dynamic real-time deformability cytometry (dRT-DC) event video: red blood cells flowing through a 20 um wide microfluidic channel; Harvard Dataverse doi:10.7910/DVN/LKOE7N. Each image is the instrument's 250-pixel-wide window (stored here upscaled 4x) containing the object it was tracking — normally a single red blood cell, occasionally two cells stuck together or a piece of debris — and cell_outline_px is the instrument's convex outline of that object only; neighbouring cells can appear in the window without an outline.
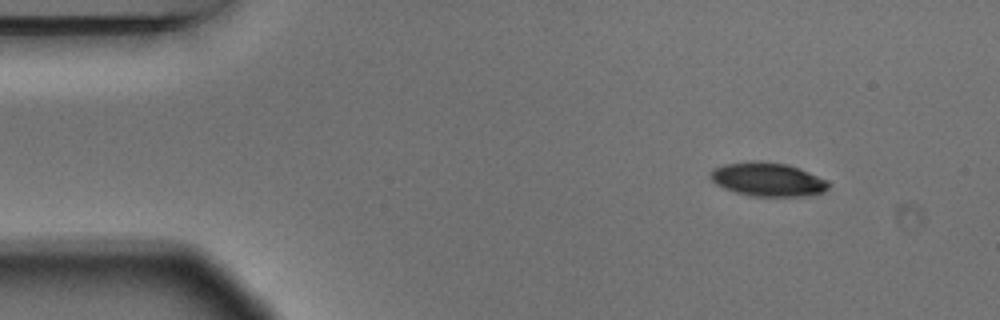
{"species": "Egyptian fruit bat (a non-hibernating species)", "species_latin": "Rousettus aegyptiacus", "temperature_condition": "warm", "stored_images_in_passage": 6, "camera_frame_rate_fps": 3000, "um_per_image_px": 0.085, "animal": {"sex": "male"}, "frame": {"image": 1, "passage_image": 1, "time_ms": 0.0, "image_size_px": [1000, 320], "cell_outline_px": [[828, 188], [824, 192], [808, 196], [752, 196], [736, 192], [724, 188], [716, 184], [708, 176], [712, 168], [724, 164], [752, 160], [760, 160], [788, 164], [800, 168], [828, 180]], "centroid_in_image_um": [65.25, 15.23], "position_along_channel_um": 19.8, "area_um2": 23.52}}
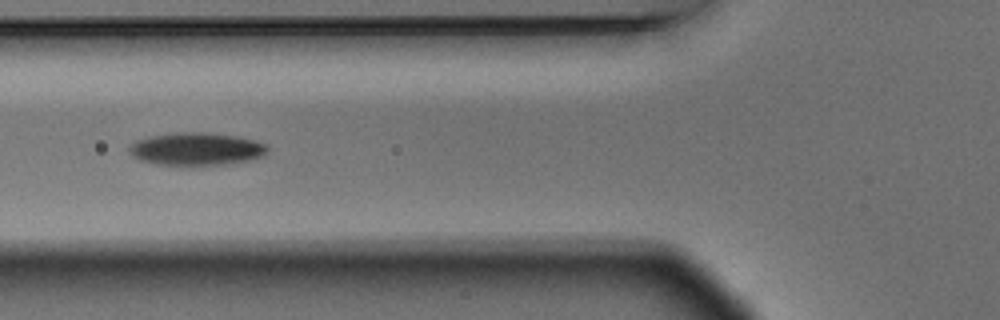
{"frame": {"image": 2, "passage_image": 5, "time_ms": 1.333, "image_size_px": [1000, 320], "cell_outline_px": [[268, 152], [264, 156], [232, 164], [156, 164], [140, 160], [128, 152], [128, 148], [136, 140], [152, 136], [176, 132], [204, 132], [240, 136], [256, 140], [268, 144]], "centroid_in_image_um": [16.76, 12.64], "position_along_channel_um": 109.0, "area_um2": 26.41}}
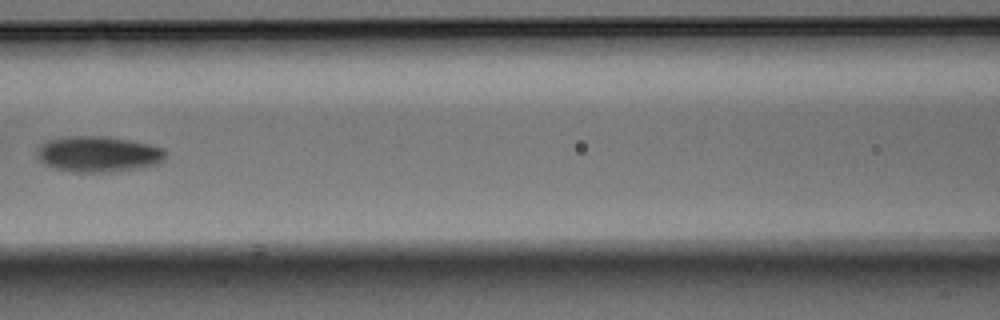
{"frame": {"image": 3, "passage_image": 6, "time_ms": 1.667, "image_size_px": [1000, 320], "cell_outline_px": [[164, 160], [156, 164], [144, 168], [104, 172], [72, 172], [56, 168], [44, 164], [36, 156], [36, 148], [44, 140], [64, 136], [104, 136], [128, 140], [148, 144], [164, 148]], "centroid_in_image_um": [8.29, 13.09], "position_along_channel_um": 158.3, "area_um2": 27.05}}